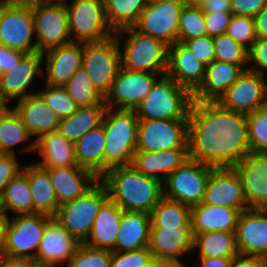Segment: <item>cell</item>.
Masks as SVG:
<instances>
[{"label":"cell","mask_w":267,"mask_h":267,"mask_svg":"<svg viewBox=\"0 0 267 267\" xmlns=\"http://www.w3.org/2000/svg\"><path fill=\"white\" fill-rule=\"evenodd\" d=\"M165 73L131 71L121 67L105 96L108 108L135 110Z\"/></svg>","instance_id":"obj_14"},{"label":"cell","mask_w":267,"mask_h":267,"mask_svg":"<svg viewBox=\"0 0 267 267\" xmlns=\"http://www.w3.org/2000/svg\"><path fill=\"white\" fill-rule=\"evenodd\" d=\"M150 226V214L123 211L113 252H129L148 247Z\"/></svg>","instance_id":"obj_32"},{"label":"cell","mask_w":267,"mask_h":267,"mask_svg":"<svg viewBox=\"0 0 267 267\" xmlns=\"http://www.w3.org/2000/svg\"><path fill=\"white\" fill-rule=\"evenodd\" d=\"M106 105L78 107L69 117L62 118L58 132L68 141L75 143L88 131L102 124Z\"/></svg>","instance_id":"obj_35"},{"label":"cell","mask_w":267,"mask_h":267,"mask_svg":"<svg viewBox=\"0 0 267 267\" xmlns=\"http://www.w3.org/2000/svg\"><path fill=\"white\" fill-rule=\"evenodd\" d=\"M0 267H40V266L33 258L12 257L3 255L0 257Z\"/></svg>","instance_id":"obj_56"},{"label":"cell","mask_w":267,"mask_h":267,"mask_svg":"<svg viewBox=\"0 0 267 267\" xmlns=\"http://www.w3.org/2000/svg\"><path fill=\"white\" fill-rule=\"evenodd\" d=\"M202 203L222 205L240 212L249 209L240 177L233 168H214L211 171Z\"/></svg>","instance_id":"obj_16"},{"label":"cell","mask_w":267,"mask_h":267,"mask_svg":"<svg viewBox=\"0 0 267 267\" xmlns=\"http://www.w3.org/2000/svg\"><path fill=\"white\" fill-rule=\"evenodd\" d=\"M239 215L238 209L201 202L191 207L192 235L213 231L235 232Z\"/></svg>","instance_id":"obj_29"},{"label":"cell","mask_w":267,"mask_h":267,"mask_svg":"<svg viewBox=\"0 0 267 267\" xmlns=\"http://www.w3.org/2000/svg\"><path fill=\"white\" fill-rule=\"evenodd\" d=\"M189 157L214 168H232L251 150L246 114L218 102L193 101L188 115Z\"/></svg>","instance_id":"obj_1"},{"label":"cell","mask_w":267,"mask_h":267,"mask_svg":"<svg viewBox=\"0 0 267 267\" xmlns=\"http://www.w3.org/2000/svg\"><path fill=\"white\" fill-rule=\"evenodd\" d=\"M264 106L267 107V82H264Z\"/></svg>","instance_id":"obj_65"},{"label":"cell","mask_w":267,"mask_h":267,"mask_svg":"<svg viewBox=\"0 0 267 267\" xmlns=\"http://www.w3.org/2000/svg\"><path fill=\"white\" fill-rule=\"evenodd\" d=\"M206 66L184 44L168 46L165 75L193 93L203 82Z\"/></svg>","instance_id":"obj_23"},{"label":"cell","mask_w":267,"mask_h":267,"mask_svg":"<svg viewBox=\"0 0 267 267\" xmlns=\"http://www.w3.org/2000/svg\"><path fill=\"white\" fill-rule=\"evenodd\" d=\"M7 108H8L7 104L5 100L2 98L1 93H0V112L4 111Z\"/></svg>","instance_id":"obj_64"},{"label":"cell","mask_w":267,"mask_h":267,"mask_svg":"<svg viewBox=\"0 0 267 267\" xmlns=\"http://www.w3.org/2000/svg\"><path fill=\"white\" fill-rule=\"evenodd\" d=\"M191 207L163 197L150 213V228H183L190 225Z\"/></svg>","instance_id":"obj_39"},{"label":"cell","mask_w":267,"mask_h":267,"mask_svg":"<svg viewBox=\"0 0 267 267\" xmlns=\"http://www.w3.org/2000/svg\"><path fill=\"white\" fill-rule=\"evenodd\" d=\"M202 0H185L186 4L198 5Z\"/></svg>","instance_id":"obj_66"},{"label":"cell","mask_w":267,"mask_h":267,"mask_svg":"<svg viewBox=\"0 0 267 267\" xmlns=\"http://www.w3.org/2000/svg\"><path fill=\"white\" fill-rule=\"evenodd\" d=\"M7 236V217L0 219V257L4 255Z\"/></svg>","instance_id":"obj_61"},{"label":"cell","mask_w":267,"mask_h":267,"mask_svg":"<svg viewBox=\"0 0 267 267\" xmlns=\"http://www.w3.org/2000/svg\"><path fill=\"white\" fill-rule=\"evenodd\" d=\"M189 149L188 119L139 120L136 151Z\"/></svg>","instance_id":"obj_10"},{"label":"cell","mask_w":267,"mask_h":267,"mask_svg":"<svg viewBox=\"0 0 267 267\" xmlns=\"http://www.w3.org/2000/svg\"><path fill=\"white\" fill-rule=\"evenodd\" d=\"M147 4V0H104L105 16L114 33L134 27Z\"/></svg>","instance_id":"obj_38"},{"label":"cell","mask_w":267,"mask_h":267,"mask_svg":"<svg viewBox=\"0 0 267 267\" xmlns=\"http://www.w3.org/2000/svg\"><path fill=\"white\" fill-rule=\"evenodd\" d=\"M112 251L94 249L80 244L74 256L67 262L68 267H111Z\"/></svg>","instance_id":"obj_46"},{"label":"cell","mask_w":267,"mask_h":267,"mask_svg":"<svg viewBox=\"0 0 267 267\" xmlns=\"http://www.w3.org/2000/svg\"><path fill=\"white\" fill-rule=\"evenodd\" d=\"M148 3H159V2H165V1H168V0H147Z\"/></svg>","instance_id":"obj_67"},{"label":"cell","mask_w":267,"mask_h":267,"mask_svg":"<svg viewBox=\"0 0 267 267\" xmlns=\"http://www.w3.org/2000/svg\"><path fill=\"white\" fill-rule=\"evenodd\" d=\"M72 1L66 7L72 42H101L114 35L105 16L104 0Z\"/></svg>","instance_id":"obj_8"},{"label":"cell","mask_w":267,"mask_h":267,"mask_svg":"<svg viewBox=\"0 0 267 267\" xmlns=\"http://www.w3.org/2000/svg\"><path fill=\"white\" fill-rule=\"evenodd\" d=\"M5 217L3 210H2V206H1V200H0V219H3Z\"/></svg>","instance_id":"obj_68"},{"label":"cell","mask_w":267,"mask_h":267,"mask_svg":"<svg viewBox=\"0 0 267 267\" xmlns=\"http://www.w3.org/2000/svg\"><path fill=\"white\" fill-rule=\"evenodd\" d=\"M182 44L191 50L195 57L205 66H208L214 60L213 37L207 35L193 38L183 41Z\"/></svg>","instance_id":"obj_49"},{"label":"cell","mask_w":267,"mask_h":267,"mask_svg":"<svg viewBox=\"0 0 267 267\" xmlns=\"http://www.w3.org/2000/svg\"><path fill=\"white\" fill-rule=\"evenodd\" d=\"M51 218L42 213L19 214L11 219L7 217L4 255L35 259L46 224Z\"/></svg>","instance_id":"obj_11"},{"label":"cell","mask_w":267,"mask_h":267,"mask_svg":"<svg viewBox=\"0 0 267 267\" xmlns=\"http://www.w3.org/2000/svg\"><path fill=\"white\" fill-rule=\"evenodd\" d=\"M33 198V213H42L54 217L59 203L46 169L36 164L24 166Z\"/></svg>","instance_id":"obj_33"},{"label":"cell","mask_w":267,"mask_h":267,"mask_svg":"<svg viewBox=\"0 0 267 267\" xmlns=\"http://www.w3.org/2000/svg\"><path fill=\"white\" fill-rule=\"evenodd\" d=\"M25 53L10 49L0 44V75L17 65Z\"/></svg>","instance_id":"obj_54"},{"label":"cell","mask_w":267,"mask_h":267,"mask_svg":"<svg viewBox=\"0 0 267 267\" xmlns=\"http://www.w3.org/2000/svg\"><path fill=\"white\" fill-rule=\"evenodd\" d=\"M144 267H166L162 262L156 260L155 258Z\"/></svg>","instance_id":"obj_63"},{"label":"cell","mask_w":267,"mask_h":267,"mask_svg":"<svg viewBox=\"0 0 267 267\" xmlns=\"http://www.w3.org/2000/svg\"><path fill=\"white\" fill-rule=\"evenodd\" d=\"M43 56H46V84L63 87L82 67L83 43L71 42L50 49Z\"/></svg>","instance_id":"obj_26"},{"label":"cell","mask_w":267,"mask_h":267,"mask_svg":"<svg viewBox=\"0 0 267 267\" xmlns=\"http://www.w3.org/2000/svg\"><path fill=\"white\" fill-rule=\"evenodd\" d=\"M233 15L254 17L267 6V0H231Z\"/></svg>","instance_id":"obj_53"},{"label":"cell","mask_w":267,"mask_h":267,"mask_svg":"<svg viewBox=\"0 0 267 267\" xmlns=\"http://www.w3.org/2000/svg\"><path fill=\"white\" fill-rule=\"evenodd\" d=\"M38 1L52 6L67 7L69 5V3L66 2V0H38Z\"/></svg>","instance_id":"obj_62"},{"label":"cell","mask_w":267,"mask_h":267,"mask_svg":"<svg viewBox=\"0 0 267 267\" xmlns=\"http://www.w3.org/2000/svg\"><path fill=\"white\" fill-rule=\"evenodd\" d=\"M38 0H0V6L31 7Z\"/></svg>","instance_id":"obj_60"},{"label":"cell","mask_w":267,"mask_h":267,"mask_svg":"<svg viewBox=\"0 0 267 267\" xmlns=\"http://www.w3.org/2000/svg\"><path fill=\"white\" fill-rule=\"evenodd\" d=\"M148 248L166 267L186 266L179 256L193 250L191 227L150 228Z\"/></svg>","instance_id":"obj_17"},{"label":"cell","mask_w":267,"mask_h":267,"mask_svg":"<svg viewBox=\"0 0 267 267\" xmlns=\"http://www.w3.org/2000/svg\"><path fill=\"white\" fill-rule=\"evenodd\" d=\"M185 4V0L148 3L134 28L171 46L177 41L180 13Z\"/></svg>","instance_id":"obj_13"},{"label":"cell","mask_w":267,"mask_h":267,"mask_svg":"<svg viewBox=\"0 0 267 267\" xmlns=\"http://www.w3.org/2000/svg\"><path fill=\"white\" fill-rule=\"evenodd\" d=\"M213 42L214 60L235 65L249 63V50L226 33L213 37Z\"/></svg>","instance_id":"obj_43"},{"label":"cell","mask_w":267,"mask_h":267,"mask_svg":"<svg viewBox=\"0 0 267 267\" xmlns=\"http://www.w3.org/2000/svg\"><path fill=\"white\" fill-rule=\"evenodd\" d=\"M254 66H249V70L265 77L267 71V39L258 38L253 42L249 50V62Z\"/></svg>","instance_id":"obj_50"},{"label":"cell","mask_w":267,"mask_h":267,"mask_svg":"<svg viewBox=\"0 0 267 267\" xmlns=\"http://www.w3.org/2000/svg\"><path fill=\"white\" fill-rule=\"evenodd\" d=\"M99 180L105 185L108 198L123 211L150 214L163 198V183L132 165L110 168Z\"/></svg>","instance_id":"obj_2"},{"label":"cell","mask_w":267,"mask_h":267,"mask_svg":"<svg viewBox=\"0 0 267 267\" xmlns=\"http://www.w3.org/2000/svg\"><path fill=\"white\" fill-rule=\"evenodd\" d=\"M120 43L118 34L101 42L83 43L82 67L104 97L121 69Z\"/></svg>","instance_id":"obj_7"},{"label":"cell","mask_w":267,"mask_h":267,"mask_svg":"<svg viewBox=\"0 0 267 267\" xmlns=\"http://www.w3.org/2000/svg\"><path fill=\"white\" fill-rule=\"evenodd\" d=\"M232 13L212 12L204 13L205 28L209 37L225 34L232 18Z\"/></svg>","instance_id":"obj_51"},{"label":"cell","mask_w":267,"mask_h":267,"mask_svg":"<svg viewBox=\"0 0 267 267\" xmlns=\"http://www.w3.org/2000/svg\"><path fill=\"white\" fill-rule=\"evenodd\" d=\"M232 168L240 177L248 208L267 209V154L250 152Z\"/></svg>","instance_id":"obj_20"},{"label":"cell","mask_w":267,"mask_h":267,"mask_svg":"<svg viewBox=\"0 0 267 267\" xmlns=\"http://www.w3.org/2000/svg\"><path fill=\"white\" fill-rule=\"evenodd\" d=\"M231 0H202L198 6L204 13L223 12L232 13Z\"/></svg>","instance_id":"obj_55"},{"label":"cell","mask_w":267,"mask_h":267,"mask_svg":"<svg viewBox=\"0 0 267 267\" xmlns=\"http://www.w3.org/2000/svg\"><path fill=\"white\" fill-rule=\"evenodd\" d=\"M245 65L213 60L205 69L201 85L192 93L193 101L217 102L228 88L247 70Z\"/></svg>","instance_id":"obj_25"},{"label":"cell","mask_w":267,"mask_h":267,"mask_svg":"<svg viewBox=\"0 0 267 267\" xmlns=\"http://www.w3.org/2000/svg\"><path fill=\"white\" fill-rule=\"evenodd\" d=\"M226 34L250 50L257 39L254 17L232 15Z\"/></svg>","instance_id":"obj_47"},{"label":"cell","mask_w":267,"mask_h":267,"mask_svg":"<svg viewBox=\"0 0 267 267\" xmlns=\"http://www.w3.org/2000/svg\"><path fill=\"white\" fill-rule=\"evenodd\" d=\"M31 9L38 52L44 53L72 42L66 7L37 1Z\"/></svg>","instance_id":"obj_12"},{"label":"cell","mask_w":267,"mask_h":267,"mask_svg":"<svg viewBox=\"0 0 267 267\" xmlns=\"http://www.w3.org/2000/svg\"><path fill=\"white\" fill-rule=\"evenodd\" d=\"M264 82L265 77L249 69L244 70L217 102L234 112L252 113L264 106Z\"/></svg>","instance_id":"obj_19"},{"label":"cell","mask_w":267,"mask_h":267,"mask_svg":"<svg viewBox=\"0 0 267 267\" xmlns=\"http://www.w3.org/2000/svg\"><path fill=\"white\" fill-rule=\"evenodd\" d=\"M138 117L135 110L106 108L104 174L113 167L131 165L137 145Z\"/></svg>","instance_id":"obj_3"},{"label":"cell","mask_w":267,"mask_h":267,"mask_svg":"<svg viewBox=\"0 0 267 267\" xmlns=\"http://www.w3.org/2000/svg\"><path fill=\"white\" fill-rule=\"evenodd\" d=\"M32 138L15 109L0 112V154L15 155L14 146Z\"/></svg>","instance_id":"obj_40"},{"label":"cell","mask_w":267,"mask_h":267,"mask_svg":"<svg viewBox=\"0 0 267 267\" xmlns=\"http://www.w3.org/2000/svg\"><path fill=\"white\" fill-rule=\"evenodd\" d=\"M230 267H267V258L238 255L233 258Z\"/></svg>","instance_id":"obj_57"},{"label":"cell","mask_w":267,"mask_h":267,"mask_svg":"<svg viewBox=\"0 0 267 267\" xmlns=\"http://www.w3.org/2000/svg\"><path fill=\"white\" fill-rule=\"evenodd\" d=\"M31 7L0 6V44L25 54L37 51L33 43Z\"/></svg>","instance_id":"obj_15"},{"label":"cell","mask_w":267,"mask_h":267,"mask_svg":"<svg viewBox=\"0 0 267 267\" xmlns=\"http://www.w3.org/2000/svg\"><path fill=\"white\" fill-rule=\"evenodd\" d=\"M37 93L60 119L69 117L78 108L76 102L62 86H50L46 84L45 90L38 91Z\"/></svg>","instance_id":"obj_45"},{"label":"cell","mask_w":267,"mask_h":267,"mask_svg":"<svg viewBox=\"0 0 267 267\" xmlns=\"http://www.w3.org/2000/svg\"><path fill=\"white\" fill-rule=\"evenodd\" d=\"M123 210L109 198L102 204L93 223L91 232L83 243L94 249L113 252Z\"/></svg>","instance_id":"obj_31"},{"label":"cell","mask_w":267,"mask_h":267,"mask_svg":"<svg viewBox=\"0 0 267 267\" xmlns=\"http://www.w3.org/2000/svg\"><path fill=\"white\" fill-rule=\"evenodd\" d=\"M15 156L13 154H0V196L6 185L22 171Z\"/></svg>","instance_id":"obj_52"},{"label":"cell","mask_w":267,"mask_h":267,"mask_svg":"<svg viewBox=\"0 0 267 267\" xmlns=\"http://www.w3.org/2000/svg\"><path fill=\"white\" fill-rule=\"evenodd\" d=\"M3 213L11 210L17 214H33V198L27 175L19 172L5 187L0 196Z\"/></svg>","instance_id":"obj_37"},{"label":"cell","mask_w":267,"mask_h":267,"mask_svg":"<svg viewBox=\"0 0 267 267\" xmlns=\"http://www.w3.org/2000/svg\"><path fill=\"white\" fill-rule=\"evenodd\" d=\"M234 257H198L199 267H230Z\"/></svg>","instance_id":"obj_58"},{"label":"cell","mask_w":267,"mask_h":267,"mask_svg":"<svg viewBox=\"0 0 267 267\" xmlns=\"http://www.w3.org/2000/svg\"><path fill=\"white\" fill-rule=\"evenodd\" d=\"M108 199L105 185L99 180L84 195L59 205L54 216L81 244L88 238L102 204Z\"/></svg>","instance_id":"obj_6"},{"label":"cell","mask_w":267,"mask_h":267,"mask_svg":"<svg viewBox=\"0 0 267 267\" xmlns=\"http://www.w3.org/2000/svg\"><path fill=\"white\" fill-rule=\"evenodd\" d=\"M105 142L104 127L101 124L74 143L77 166L93 172L99 179L104 175Z\"/></svg>","instance_id":"obj_34"},{"label":"cell","mask_w":267,"mask_h":267,"mask_svg":"<svg viewBox=\"0 0 267 267\" xmlns=\"http://www.w3.org/2000/svg\"><path fill=\"white\" fill-rule=\"evenodd\" d=\"M207 36L204 12L198 5L185 4L180 13L177 41Z\"/></svg>","instance_id":"obj_42"},{"label":"cell","mask_w":267,"mask_h":267,"mask_svg":"<svg viewBox=\"0 0 267 267\" xmlns=\"http://www.w3.org/2000/svg\"><path fill=\"white\" fill-rule=\"evenodd\" d=\"M256 36L267 39V6L254 16Z\"/></svg>","instance_id":"obj_59"},{"label":"cell","mask_w":267,"mask_h":267,"mask_svg":"<svg viewBox=\"0 0 267 267\" xmlns=\"http://www.w3.org/2000/svg\"><path fill=\"white\" fill-rule=\"evenodd\" d=\"M189 159V149H168L158 152L135 151L131 165L140 173L163 183L173 171Z\"/></svg>","instance_id":"obj_28"},{"label":"cell","mask_w":267,"mask_h":267,"mask_svg":"<svg viewBox=\"0 0 267 267\" xmlns=\"http://www.w3.org/2000/svg\"><path fill=\"white\" fill-rule=\"evenodd\" d=\"M214 167L187 160L173 171L163 182V197L192 207L200 204L204 198L205 186ZM168 187V188H167Z\"/></svg>","instance_id":"obj_9"},{"label":"cell","mask_w":267,"mask_h":267,"mask_svg":"<svg viewBox=\"0 0 267 267\" xmlns=\"http://www.w3.org/2000/svg\"><path fill=\"white\" fill-rule=\"evenodd\" d=\"M153 259L148 247L129 252H112L111 267H144Z\"/></svg>","instance_id":"obj_48"},{"label":"cell","mask_w":267,"mask_h":267,"mask_svg":"<svg viewBox=\"0 0 267 267\" xmlns=\"http://www.w3.org/2000/svg\"><path fill=\"white\" fill-rule=\"evenodd\" d=\"M248 138L252 153L267 154V107L247 114Z\"/></svg>","instance_id":"obj_44"},{"label":"cell","mask_w":267,"mask_h":267,"mask_svg":"<svg viewBox=\"0 0 267 267\" xmlns=\"http://www.w3.org/2000/svg\"><path fill=\"white\" fill-rule=\"evenodd\" d=\"M63 87L78 107L106 105L105 97L95 88L83 67L79 68Z\"/></svg>","instance_id":"obj_41"},{"label":"cell","mask_w":267,"mask_h":267,"mask_svg":"<svg viewBox=\"0 0 267 267\" xmlns=\"http://www.w3.org/2000/svg\"><path fill=\"white\" fill-rule=\"evenodd\" d=\"M235 237L240 255L267 258V209L240 212Z\"/></svg>","instance_id":"obj_18"},{"label":"cell","mask_w":267,"mask_h":267,"mask_svg":"<svg viewBox=\"0 0 267 267\" xmlns=\"http://www.w3.org/2000/svg\"><path fill=\"white\" fill-rule=\"evenodd\" d=\"M199 257H236L240 255L235 232L213 231L193 236V249Z\"/></svg>","instance_id":"obj_36"},{"label":"cell","mask_w":267,"mask_h":267,"mask_svg":"<svg viewBox=\"0 0 267 267\" xmlns=\"http://www.w3.org/2000/svg\"><path fill=\"white\" fill-rule=\"evenodd\" d=\"M192 93L172 78L162 75L135 109L139 120L188 119Z\"/></svg>","instance_id":"obj_4"},{"label":"cell","mask_w":267,"mask_h":267,"mask_svg":"<svg viewBox=\"0 0 267 267\" xmlns=\"http://www.w3.org/2000/svg\"><path fill=\"white\" fill-rule=\"evenodd\" d=\"M128 33L121 55V67L131 71L165 73L168 45L159 39L145 35L134 27L125 28L114 34Z\"/></svg>","instance_id":"obj_5"},{"label":"cell","mask_w":267,"mask_h":267,"mask_svg":"<svg viewBox=\"0 0 267 267\" xmlns=\"http://www.w3.org/2000/svg\"><path fill=\"white\" fill-rule=\"evenodd\" d=\"M80 244L52 217L46 224L35 260L40 267L61 266L60 264L67 263L74 256Z\"/></svg>","instance_id":"obj_21"},{"label":"cell","mask_w":267,"mask_h":267,"mask_svg":"<svg viewBox=\"0 0 267 267\" xmlns=\"http://www.w3.org/2000/svg\"><path fill=\"white\" fill-rule=\"evenodd\" d=\"M14 109L31 136H36V139L45 133L58 130L61 119L46 105L38 93L18 100Z\"/></svg>","instance_id":"obj_30"},{"label":"cell","mask_w":267,"mask_h":267,"mask_svg":"<svg viewBox=\"0 0 267 267\" xmlns=\"http://www.w3.org/2000/svg\"><path fill=\"white\" fill-rule=\"evenodd\" d=\"M44 59L43 53L38 51L25 54L17 65L0 75V93L5 102L14 99L21 100L37 93H28L26 89L32 84L34 77L43 74L41 63Z\"/></svg>","instance_id":"obj_22"},{"label":"cell","mask_w":267,"mask_h":267,"mask_svg":"<svg viewBox=\"0 0 267 267\" xmlns=\"http://www.w3.org/2000/svg\"><path fill=\"white\" fill-rule=\"evenodd\" d=\"M21 150L20 153L37 151L42 160L35 164L44 169L77 166L74 143L58 131L41 135Z\"/></svg>","instance_id":"obj_24"},{"label":"cell","mask_w":267,"mask_h":267,"mask_svg":"<svg viewBox=\"0 0 267 267\" xmlns=\"http://www.w3.org/2000/svg\"><path fill=\"white\" fill-rule=\"evenodd\" d=\"M54 187L59 205L75 200L91 189L99 178L79 166L46 169Z\"/></svg>","instance_id":"obj_27"}]
</instances>
